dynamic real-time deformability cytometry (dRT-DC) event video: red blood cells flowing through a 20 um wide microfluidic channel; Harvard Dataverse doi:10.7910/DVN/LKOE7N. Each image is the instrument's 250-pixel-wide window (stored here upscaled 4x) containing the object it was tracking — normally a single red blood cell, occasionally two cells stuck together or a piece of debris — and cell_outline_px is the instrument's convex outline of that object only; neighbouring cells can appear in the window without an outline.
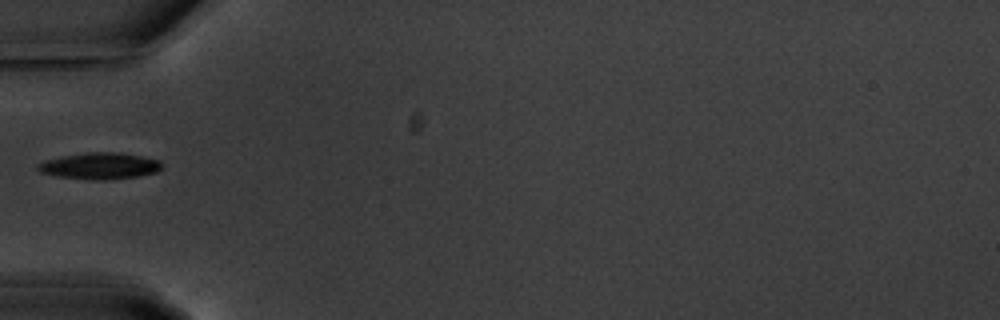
{"species": "common noctule bat (a hibernating species)", "species_latin": "Nyctalus noctula", "temperature_condition": "warm", "stored_images_in_passage": 38, "camera_frame_rate_fps": 3000, "um_per_image_px": 0.085, "animal": {"sex": "male", "body_mass_g": 20.1, "forearm_length_mm": 53.5}, "frame": {"image": 1, "passage_image": 1, "time_ms": 0.0, "image_size_px": [1000, 320], "cell_outline_px": [[160, 168], [156, 172], [136, 176], [104, 180], [92, 180], [56, 176], [40, 172], [36, 168], [36, 164], [44, 160], [60, 156], [88, 152], [112, 152], [140, 156], [160, 160]], "centroid_in_image_um": [8.39, 14.1], "position_along_channel_um": 76.6, "area_um2": 19.02}}
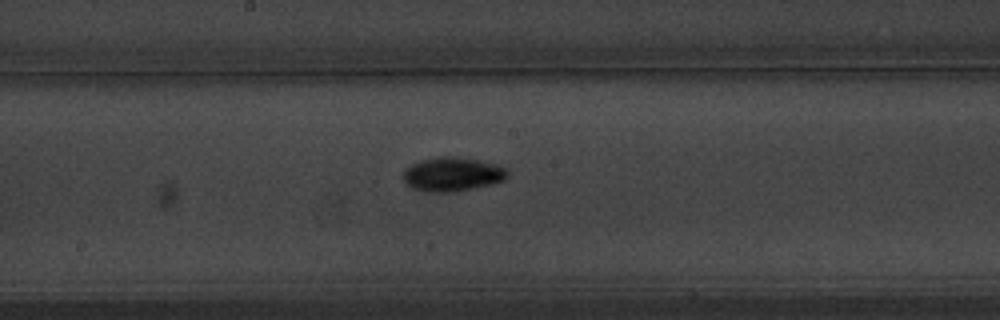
{"frame": {"image": 2, "passage_image": 12, "time_ms": 3.667, "image_size_px": [1000, 320], "cell_outline_px": [[508, 176], [504, 180], [492, 184], [452, 192], [428, 192], [412, 188], [404, 180], [404, 168], [420, 160], [436, 156], [452, 156], [476, 160], [496, 164], [504, 168], [508, 172]], "centroid_in_image_um": [38.43, 14.8], "position_along_channel_um": 209.8, "area_um2": 20.58}}